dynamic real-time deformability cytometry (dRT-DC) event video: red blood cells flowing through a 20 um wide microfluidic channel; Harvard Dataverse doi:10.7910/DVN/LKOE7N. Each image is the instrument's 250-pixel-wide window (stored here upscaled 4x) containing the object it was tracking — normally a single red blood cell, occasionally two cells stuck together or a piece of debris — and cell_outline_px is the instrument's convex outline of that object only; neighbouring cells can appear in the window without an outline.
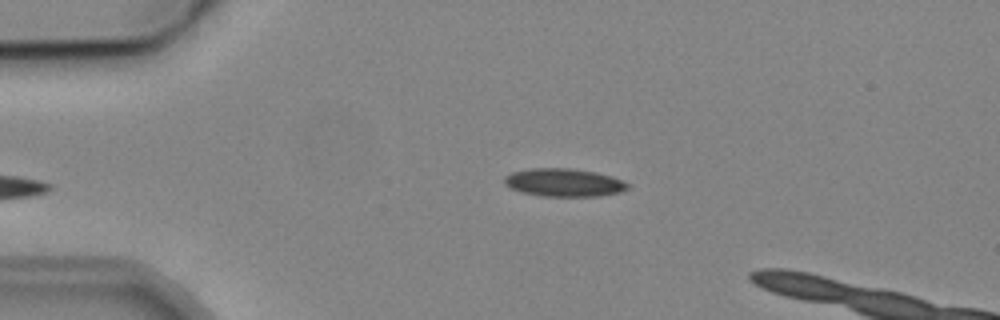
{"species": "common noctule bat (a hibernating species)", "species_latin": "Nyctalus noctula", "temperature_condition": "cold", "stored_images_in_passage": 3, "camera_frame_rate_fps": 3000, "um_per_image_px": 0.085, "animal": {"sex": "male", "body_mass_g": 19.2, "forearm_length_mm": 51.8}, "frame": {"image": 1, "passage_image": 3, "time_ms": 2.333, "image_size_px": [1000, 320], "cell_outline_px": [[632, 188], [620, 192], [600, 196], [544, 196], [520, 192], [508, 188], [504, 184], [504, 176], [512, 172], [528, 168], [572, 168], [596, 172], [612, 176], [628, 184]], "centroid_in_image_um": [47.91, 15.51], "position_along_channel_um": 37.1, "area_um2": 20.4}}